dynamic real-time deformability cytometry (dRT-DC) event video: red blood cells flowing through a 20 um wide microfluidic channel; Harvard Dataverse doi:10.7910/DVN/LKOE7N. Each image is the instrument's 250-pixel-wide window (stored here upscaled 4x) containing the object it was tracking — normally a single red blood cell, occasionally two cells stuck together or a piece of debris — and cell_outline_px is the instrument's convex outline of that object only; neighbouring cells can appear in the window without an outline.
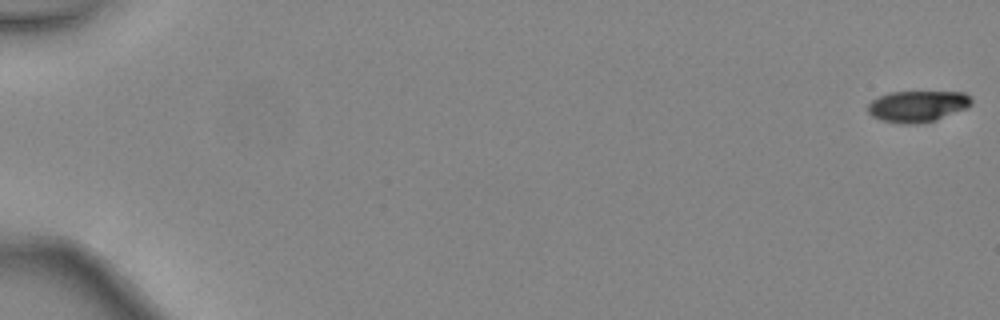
{"species": "common noctule bat (a hibernating species)", "species_latin": "Nyctalus noctula", "temperature_condition": "warm", "stored_images_in_passage": 48, "camera_frame_rate_fps": 3000, "um_per_image_px": 0.085, "animal": {"sex": "female", "body_mass_g": 24.6, "forearm_length_mm": 56.2}, "frame": {"image": 1, "passage_image": 1, "time_ms": 0.0, "image_size_px": [1000, 320], "cell_outline_px": [[972, 104], [968, 108], [936, 120], [916, 124], [900, 124], [880, 120], [872, 116], [868, 112], [868, 104], [872, 100], [888, 92], [964, 92], [972, 96]], "centroid_in_image_um": [78.01, 9.03], "position_along_channel_um": 7.0, "area_um2": 19.13}}
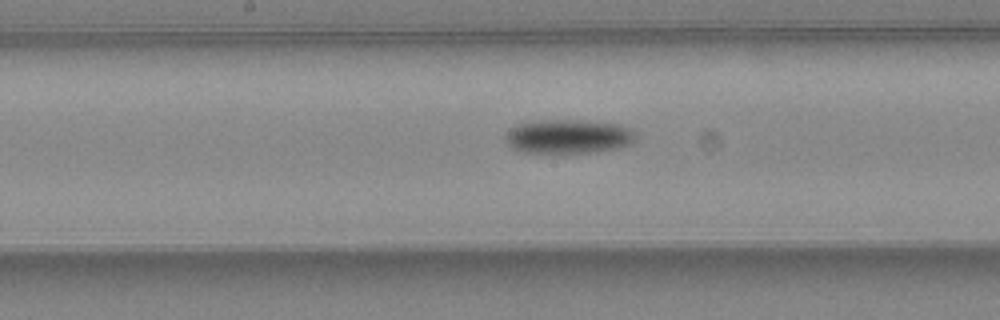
{"frame": {"image": 2, "passage_image": 27, "time_ms": 8.667, "image_size_px": [1000, 320], "cell_outline_px": [[636, 140], [632, 144], [620, 148], [596, 152], [520, 152], [512, 148], [504, 140], [504, 132], [508, 128], [516, 124], [528, 120], [588, 120], [620, 124], [632, 128], [636, 132]], "centroid_in_image_um": [48.3, 11.58], "position_along_channel_um": 199.9, "area_um2": 26.7}}
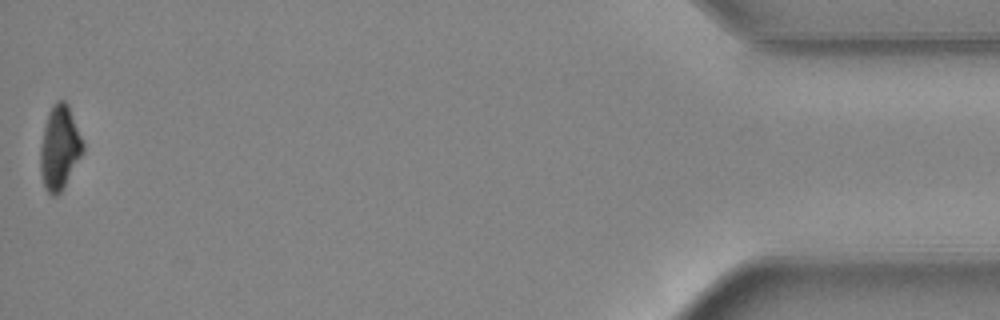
{"frame": {"image": 3, "passage_image": 48, "time_ms": 15.667, "image_size_px": [1000, 320], "cell_outline_px": [[84, 152], [60, 192], [56, 196], [52, 196], [44, 188], [40, 172], [40, 144], [48, 112], [52, 104], [56, 100], [64, 100], [68, 104], [84, 144]], "centroid_in_image_um": [5.05, 12.54], "position_along_channel_um": 430.1, "area_um2": 20.87}, "authors_computed_cell_mechanics": {"area_um2": 22.4553, "velocity_mm_per_s": 4.4917, "shape_relaxation_time_tau1_ms": 3.1511, "shape_relaxation_time_tau2_ms": null, "deformation_change_tau1": 0.1102, "deformation_change_tau2": null}}